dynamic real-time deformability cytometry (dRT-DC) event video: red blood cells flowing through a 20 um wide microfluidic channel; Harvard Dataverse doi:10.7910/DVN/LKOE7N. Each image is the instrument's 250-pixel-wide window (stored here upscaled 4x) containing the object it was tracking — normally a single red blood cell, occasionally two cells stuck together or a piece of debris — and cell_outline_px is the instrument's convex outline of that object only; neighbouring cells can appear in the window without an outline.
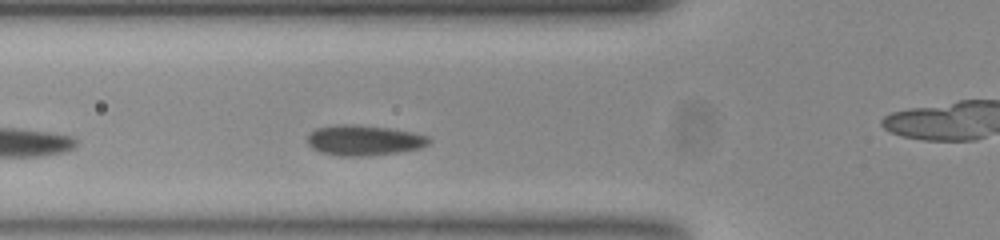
{"species": "common noctule bat (a hibernating species)", "species_latin": "Nyctalus noctula", "temperature_condition": "room temperature", "stored_images_in_passage": 16, "camera_frame_rate_fps": 3000, "um_per_image_px": 0.085, "animal": {"sex": "female", "body_mass_g": 23.0, "forearm_length_mm": 53.4}, "frame": {"image": 1, "passage_image": 7, "time_ms": 2.0, "image_size_px": [1000, 240], "cell_outline_px": [[428, 144], [420, 148], [396, 152], [364, 156], [340, 156], [320, 152], [312, 148], [308, 144], [308, 136], [316, 128], [388, 128], [428, 136]], "centroid_in_image_um": [30.95, 12.0], "position_along_channel_um": 94.9, "area_um2": 19.88}}